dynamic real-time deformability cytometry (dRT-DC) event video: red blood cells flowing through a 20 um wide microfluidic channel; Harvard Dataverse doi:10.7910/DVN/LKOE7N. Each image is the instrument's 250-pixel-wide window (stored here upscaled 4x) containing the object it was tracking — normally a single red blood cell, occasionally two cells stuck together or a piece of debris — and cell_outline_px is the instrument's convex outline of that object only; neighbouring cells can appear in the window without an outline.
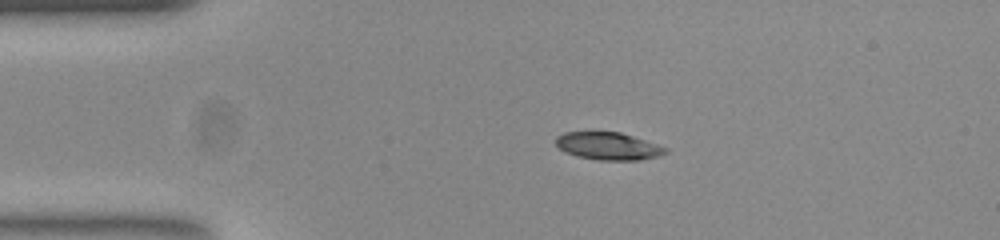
{"species": "common noctule bat (a hibernating species)", "species_latin": "Nyctalus noctula", "temperature_condition": "room temperature", "stored_images_in_passage": 43, "camera_frame_rate_fps": 3000, "um_per_image_px": 0.085, "animal": {"sex": "female", "body_mass_g": 23.0, "forearm_length_mm": 53.4}, "frame": {"image": 1, "passage_image": 1, "time_ms": 0.0, "image_size_px": [1000, 240], "cell_outline_px": [[668, 152], [656, 156], [636, 160], [600, 160], [576, 156], [564, 152], [556, 144], [556, 136], [564, 132], [620, 132], [668, 148]], "centroid_in_image_um": [51.66, 12.41], "position_along_channel_um": 33.3, "area_um2": 17.4}}
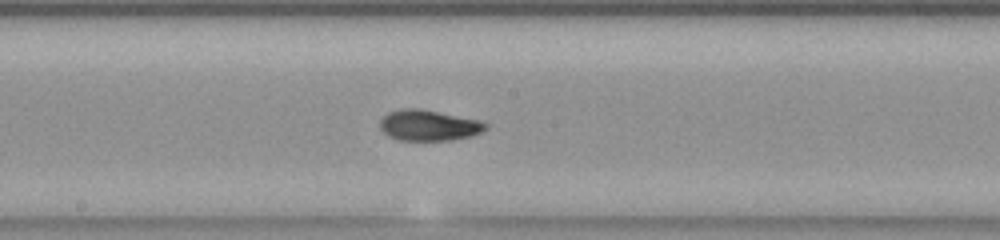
{"frame": {"image": 2, "passage_image": 18, "time_ms": 5.667, "image_size_px": [1000, 240], "cell_outline_px": [[488, 128], [480, 132], [468, 136], [448, 140], [400, 140], [388, 136], [380, 128], [380, 120], [388, 112], [400, 108], [420, 108], [480, 120], [488, 124]], "centroid_in_image_um": [36.42, 10.64], "position_along_channel_um": 211.8, "area_um2": 18.9}}
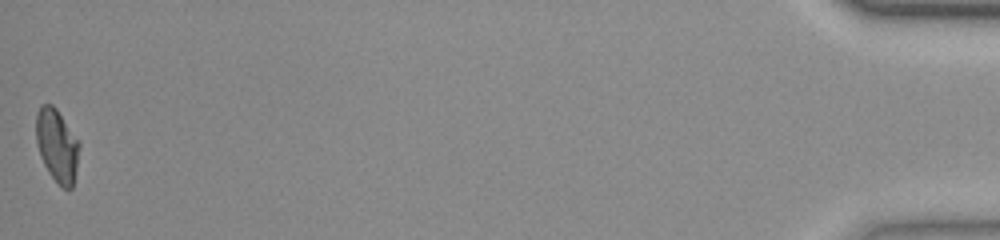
{"frame": {"image": 3, "passage_image": 43, "time_ms": 14.0, "image_size_px": [1000, 240], "cell_outline_px": [[80, 144], [76, 168], [72, 188], [64, 188], [48, 172], [44, 164], [36, 140], [36, 112], [40, 104], [52, 104], [56, 108]], "centroid_in_image_um": [4.83, 12.32], "position_along_channel_um": 430.4, "area_um2": 17.92}, "authors_computed_cell_mechanics": {"area_um2": 18.5538, "velocity_mm_per_s": 3.8553, "shape_relaxation_time_tau1_ms": 4.0593, "shape_relaxation_time_tau2_ms": 1.1809, "deformation_change_tau1": 0.1735, "deformation_change_tau2": 0.0628}}